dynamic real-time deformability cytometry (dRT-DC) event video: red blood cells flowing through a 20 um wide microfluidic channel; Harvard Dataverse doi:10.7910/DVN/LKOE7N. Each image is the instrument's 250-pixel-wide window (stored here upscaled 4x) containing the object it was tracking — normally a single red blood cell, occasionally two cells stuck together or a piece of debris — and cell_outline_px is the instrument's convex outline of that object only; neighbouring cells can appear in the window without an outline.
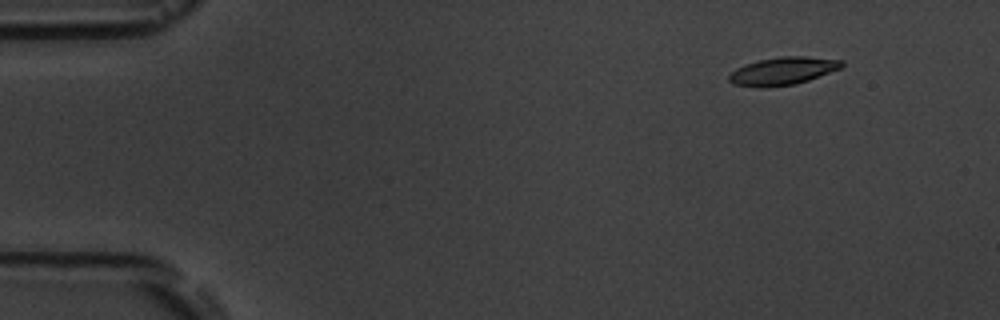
{"species": "common noctule bat (a hibernating species)", "species_latin": "Nyctalus noctula", "temperature_condition": "room temperature", "stored_images_in_passage": 5, "camera_frame_rate_fps": 3000, "um_per_image_px": 0.085, "animal": {"sex": "male", "body_mass_g": 19.5, "forearm_length_mm": 54.6}, "frame": {"image": 1, "passage_image": 2, "time_ms": 1.0, "image_size_px": [1000, 320], "cell_outline_px": [[844, 64], [840, 68], [808, 80], [792, 84], [760, 88], [732, 84], [728, 80], [728, 76], [736, 68], [744, 64], [760, 60], [780, 56], [804, 56], [844, 60]], "centroid_in_image_um": [66.5, 6.03], "position_along_channel_um": 18.5, "area_um2": 18.15}}
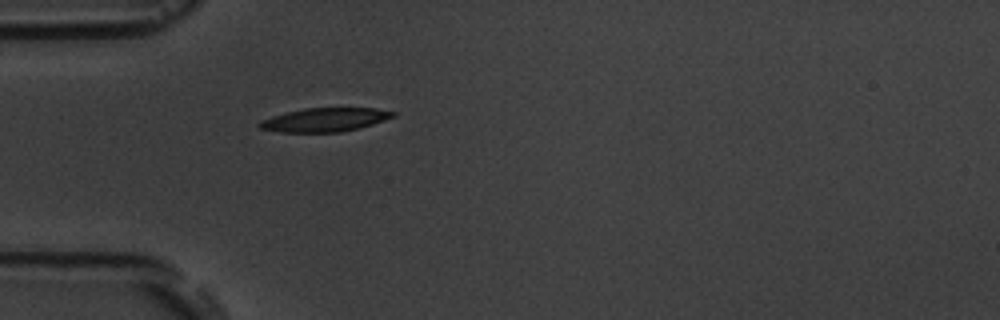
{"frame": {"image": 2, "passage_image": 5, "time_ms": 4.667, "image_size_px": [1000, 320], "cell_outline_px": [[396, 116], [372, 124], [340, 132], [280, 132], [260, 128], [256, 124], [260, 120], [272, 116], [304, 108], [376, 108], [396, 112]], "centroid_in_image_um": [27.59, 10.17], "position_along_channel_um": 57.4, "area_um2": 18.32}}